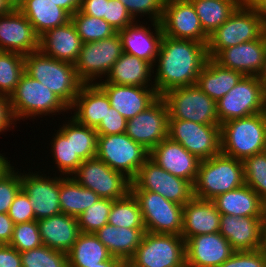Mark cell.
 I'll return each mask as SVG.
<instances>
[{"instance_id":"cell-1","label":"cell","mask_w":266,"mask_h":267,"mask_svg":"<svg viewBox=\"0 0 266 267\" xmlns=\"http://www.w3.org/2000/svg\"><path fill=\"white\" fill-rule=\"evenodd\" d=\"M208 58L207 44L163 35L154 64L156 73H153L158 95L174 88L196 85Z\"/></svg>"},{"instance_id":"cell-2","label":"cell","mask_w":266,"mask_h":267,"mask_svg":"<svg viewBox=\"0 0 266 267\" xmlns=\"http://www.w3.org/2000/svg\"><path fill=\"white\" fill-rule=\"evenodd\" d=\"M25 72L51 90L69 108L84 84L74 64L56 60L40 50L24 56Z\"/></svg>"},{"instance_id":"cell-3","label":"cell","mask_w":266,"mask_h":267,"mask_svg":"<svg viewBox=\"0 0 266 267\" xmlns=\"http://www.w3.org/2000/svg\"><path fill=\"white\" fill-rule=\"evenodd\" d=\"M244 184L243 162L220 153L200 162L193 184V196L197 199L213 200L216 196Z\"/></svg>"},{"instance_id":"cell-4","label":"cell","mask_w":266,"mask_h":267,"mask_svg":"<svg viewBox=\"0 0 266 267\" xmlns=\"http://www.w3.org/2000/svg\"><path fill=\"white\" fill-rule=\"evenodd\" d=\"M10 108L14 120H30L37 116L69 113V107L51 90L24 72L10 95ZM31 117V118H29Z\"/></svg>"},{"instance_id":"cell-5","label":"cell","mask_w":266,"mask_h":267,"mask_svg":"<svg viewBox=\"0 0 266 267\" xmlns=\"http://www.w3.org/2000/svg\"><path fill=\"white\" fill-rule=\"evenodd\" d=\"M221 153L241 160L263 152L266 125L262 113L220 124Z\"/></svg>"},{"instance_id":"cell-6","label":"cell","mask_w":266,"mask_h":267,"mask_svg":"<svg viewBox=\"0 0 266 267\" xmlns=\"http://www.w3.org/2000/svg\"><path fill=\"white\" fill-rule=\"evenodd\" d=\"M266 26L244 0L231 16L209 35L207 54L213 58L220 50L261 38Z\"/></svg>"},{"instance_id":"cell-7","label":"cell","mask_w":266,"mask_h":267,"mask_svg":"<svg viewBox=\"0 0 266 267\" xmlns=\"http://www.w3.org/2000/svg\"><path fill=\"white\" fill-rule=\"evenodd\" d=\"M161 97L168 106L169 119L220 125L217 117V102L196 85L168 90Z\"/></svg>"},{"instance_id":"cell-8","label":"cell","mask_w":266,"mask_h":267,"mask_svg":"<svg viewBox=\"0 0 266 267\" xmlns=\"http://www.w3.org/2000/svg\"><path fill=\"white\" fill-rule=\"evenodd\" d=\"M96 157L132 180L149 158V151L126 133L98 135Z\"/></svg>"},{"instance_id":"cell-9","label":"cell","mask_w":266,"mask_h":267,"mask_svg":"<svg viewBox=\"0 0 266 267\" xmlns=\"http://www.w3.org/2000/svg\"><path fill=\"white\" fill-rule=\"evenodd\" d=\"M123 53L118 32L100 41L82 43L79 57L74 64L78 78L84 84H96V81L103 80L108 75Z\"/></svg>"},{"instance_id":"cell-10","label":"cell","mask_w":266,"mask_h":267,"mask_svg":"<svg viewBox=\"0 0 266 267\" xmlns=\"http://www.w3.org/2000/svg\"><path fill=\"white\" fill-rule=\"evenodd\" d=\"M136 198L146 232L181 235L183 205L147 190H130Z\"/></svg>"},{"instance_id":"cell-11","label":"cell","mask_w":266,"mask_h":267,"mask_svg":"<svg viewBox=\"0 0 266 267\" xmlns=\"http://www.w3.org/2000/svg\"><path fill=\"white\" fill-rule=\"evenodd\" d=\"M168 138L203 161L221 153L220 125L168 119Z\"/></svg>"},{"instance_id":"cell-12","label":"cell","mask_w":266,"mask_h":267,"mask_svg":"<svg viewBox=\"0 0 266 267\" xmlns=\"http://www.w3.org/2000/svg\"><path fill=\"white\" fill-rule=\"evenodd\" d=\"M130 190H147L162 195L169 201L184 205L193 196V185L159 167L148 158L131 180Z\"/></svg>"},{"instance_id":"cell-13","label":"cell","mask_w":266,"mask_h":267,"mask_svg":"<svg viewBox=\"0 0 266 267\" xmlns=\"http://www.w3.org/2000/svg\"><path fill=\"white\" fill-rule=\"evenodd\" d=\"M131 260L141 267H178L185 262V240L181 235L145 232Z\"/></svg>"},{"instance_id":"cell-14","label":"cell","mask_w":266,"mask_h":267,"mask_svg":"<svg viewBox=\"0 0 266 267\" xmlns=\"http://www.w3.org/2000/svg\"><path fill=\"white\" fill-rule=\"evenodd\" d=\"M71 176L101 198L121 199L130 192L131 180L123 173L111 169L98 157L83 161Z\"/></svg>"},{"instance_id":"cell-15","label":"cell","mask_w":266,"mask_h":267,"mask_svg":"<svg viewBox=\"0 0 266 267\" xmlns=\"http://www.w3.org/2000/svg\"><path fill=\"white\" fill-rule=\"evenodd\" d=\"M265 92L257 76L244 75L235 87L217 102L219 123L262 113Z\"/></svg>"},{"instance_id":"cell-16","label":"cell","mask_w":266,"mask_h":267,"mask_svg":"<svg viewBox=\"0 0 266 267\" xmlns=\"http://www.w3.org/2000/svg\"><path fill=\"white\" fill-rule=\"evenodd\" d=\"M168 119V106L160 96L145 111L127 120L125 133L150 152L168 138Z\"/></svg>"},{"instance_id":"cell-17","label":"cell","mask_w":266,"mask_h":267,"mask_svg":"<svg viewBox=\"0 0 266 267\" xmlns=\"http://www.w3.org/2000/svg\"><path fill=\"white\" fill-rule=\"evenodd\" d=\"M160 23L164 36L208 43L209 36L202 29L190 0H166Z\"/></svg>"},{"instance_id":"cell-18","label":"cell","mask_w":266,"mask_h":267,"mask_svg":"<svg viewBox=\"0 0 266 267\" xmlns=\"http://www.w3.org/2000/svg\"><path fill=\"white\" fill-rule=\"evenodd\" d=\"M21 173L22 190L28 195L35 219L41 220L61 213L59 177L48 176L40 171ZM37 172V173H36ZM40 172V173H39ZM44 174V175H43Z\"/></svg>"},{"instance_id":"cell-19","label":"cell","mask_w":266,"mask_h":267,"mask_svg":"<svg viewBox=\"0 0 266 267\" xmlns=\"http://www.w3.org/2000/svg\"><path fill=\"white\" fill-rule=\"evenodd\" d=\"M39 50V36L32 24L18 10L0 16V51L22 55Z\"/></svg>"},{"instance_id":"cell-20","label":"cell","mask_w":266,"mask_h":267,"mask_svg":"<svg viewBox=\"0 0 266 267\" xmlns=\"http://www.w3.org/2000/svg\"><path fill=\"white\" fill-rule=\"evenodd\" d=\"M234 252L231 244L219 232L185 240V261L191 267H219Z\"/></svg>"},{"instance_id":"cell-21","label":"cell","mask_w":266,"mask_h":267,"mask_svg":"<svg viewBox=\"0 0 266 267\" xmlns=\"http://www.w3.org/2000/svg\"><path fill=\"white\" fill-rule=\"evenodd\" d=\"M149 158L172 175L195 183L201 160L180 143L166 138L149 152Z\"/></svg>"},{"instance_id":"cell-22","label":"cell","mask_w":266,"mask_h":267,"mask_svg":"<svg viewBox=\"0 0 266 267\" xmlns=\"http://www.w3.org/2000/svg\"><path fill=\"white\" fill-rule=\"evenodd\" d=\"M266 54V33L259 39L220 50L212 59L245 76H257Z\"/></svg>"},{"instance_id":"cell-23","label":"cell","mask_w":266,"mask_h":267,"mask_svg":"<svg viewBox=\"0 0 266 267\" xmlns=\"http://www.w3.org/2000/svg\"><path fill=\"white\" fill-rule=\"evenodd\" d=\"M141 23L140 20L135 21L118 31L123 52L141 58L154 66L163 38L161 23L152 21L151 24L154 27L152 30L149 25L146 27L147 25L144 26Z\"/></svg>"},{"instance_id":"cell-24","label":"cell","mask_w":266,"mask_h":267,"mask_svg":"<svg viewBox=\"0 0 266 267\" xmlns=\"http://www.w3.org/2000/svg\"><path fill=\"white\" fill-rule=\"evenodd\" d=\"M107 95L111 107L126 120L150 107L160 96L154 87L125 86L96 83Z\"/></svg>"},{"instance_id":"cell-25","label":"cell","mask_w":266,"mask_h":267,"mask_svg":"<svg viewBox=\"0 0 266 267\" xmlns=\"http://www.w3.org/2000/svg\"><path fill=\"white\" fill-rule=\"evenodd\" d=\"M262 217L221 215L219 233L234 251H255L263 246Z\"/></svg>"},{"instance_id":"cell-26","label":"cell","mask_w":266,"mask_h":267,"mask_svg":"<svg viewBox=\"0 0 266 267\" xmlns=\"http://www.w3.org/2000/svg\"><path fill=\"white\" fill-rule=\"evenodd\" d=\"M82 41L70 20L66 24L50 29L39 37V50L56 60L75 64L79 57Z\"/></svg>"},{"instance_id":"cell-27","label":"cell","mask_w":266,"mask_h":267,"mask_svg":"<svg viewBox=\"0 0 266 267\" xmlns=\"http://www.w3.org/2000/svg\"><path fill=\"white\" fill-rule=\"evenodd\" d=\"M221 214L211 200L193 197L183 205L181 236L190 237L219 232Z\"/></svg>"},{"instance_id":"cell-28","label":"cell","mask_w":266,"mask_h":267,"mask_svg":"<svg viewBox=\"0 0 266 267\" xmlns=\"http://www.w3.org/2000/svg\"><path fill=\"white\" fill-rule=\"evenodd\" d=\"M37 224L42 244L66 254L81 233L77 217L63 213L38 220Z\"/></svg>"},{"instance_id":"cell-29","label":"cell","mask_w":266,"mask_h":267,"mask_svg":"<svg viewBox=\"0 0 266 267\" xmlns=\"http://www.w3.org/2000/svg\"><path fill=\"white\" fill-rule=\"evenodd\" d=\"M111 107L106 93L97 84H83L69 111L79 124L96 128Z\"/></svg>"},{"instance_id":"cell-30","label":"cell","mask_w":266,"mask_h":267,"mask_svg":"<svg viewBox=\"0 0 266 267\" xmlns=\"http://www.w3.org/2000/svg\"><path fill=\"white\" fill-rule=\"evenodd\" d=\"M153 69L154 66L151 63L136 56L123 53L113 64L105 79L96 83L154 87L152 75L155 70Z\"/></svg>"},{"instance_id":"cell-31","label":"cell","mask_w":266,"mask_h":267,"mask_svg":"<svg viewBox=\"0 0 266 267\" xmlns=\"http://www.w3.org/2000/svg\"><path fill=\"white\" fill-rule=\"evenodd\" d=\"M221 215L262 217L263 201L248 185L228 191L211 200Z\"/></svg>"},{"instance_id":"cell-32","label":"cell","mask_w":266,"mask_h":267,"mask_svg":"<svg viewBox=\"0 0 266 267\" xmlns=\"http://www.w3.org/2000/svg\"><path fill=\"white\" fill-rule=\"evenodd\" d=\"M145 232V228H126L107 223L94 232V234L113 257L131 259L140 245Z\"/></svg>"},{"instance_id":"cell-33","label":"cell","mask_w":266,"mask_h":267,"mask_svg":"<svg viewBox=\"0 0 266 267\" xmlns=\"http://www.w3.org/2000/svg\"><path fill=\"white\" fill-rule=\"evenodd\" d=\"M241 72L222 67L212 58H208L196 82L208 97L218 102L241 80Z\"/></svg>"},{"instance_id":"cell-34","label":"cell","mask_w":266,"mask_h":267,"mask_svg":"<svg viewBox=\"0 0 266 267\" xmlns=\"http://www.w3.org/2000/svg\"><path fill=\"white\" fill-rule=\"evenodd\" d=\"M18 10L32 24L39 37L71 20V16L51 0H25Z\"/></svg>"},{"instance_id":"cell-35","label":"cell","mask_w":266,"mask_h":267,"mask_svg":"<svg viewBox=\"0 0 266 267\" xmlns=\"http://www.w3.org/2000/svg\"><path fill=\"white\" fill-rule=\"evenodd\" d=\"M101 197L93 190L81 186L72 176L59 175L61 213L78 217Z\"/></svg>"},{"instance_id":"cell-36","label":"cell","mask_w":266,"mask_h":267,"mask_svg":"<svg viewBox=\"0 0 266 267\" xmlns=\"http://www.w3.org/2000/svg\"><path fill=\"white\" fill-rule=\"evenodd\" d=\"M65 123L59 127V130L53 134L51 139V147L49 150L52 152L53 163L59 171L58 175L71 176L83 160L73 152L72 147V117L70 116ZM55 135V136H54Z\"/></svg>"},{"instance_id":"cell-37","label":"cell","mask_w":266,"mask_h":267,"mask_svg":"<svg viewBox=\"0 0 266 267\" xmlns=\"http://www.w3.org/2000/svg\"><path fill=\"white\" fill-rule=\"evenodd\" d=\"M67 255L69 267L93 266L113 257L94 233L83 232Z\"/></svg>"},{"instance_id":"cell-38","label":"cell","mask_w":266,"mask_h":267,"mask_svg":"<svg viewBox=\"0 0 266 267\" xmlns=\"http://www.w3.org/2000/svg\"><path fill=\"white\" fill-rule=\"evenodd\" d=\"M209 36L221 26L244 0H190Z\"/></svg>"},{"instance_id":"cell-39","label":"cell","mask_w":266,"mask_h":267,"mask_svg":"<svg viewBox=\"0 0 266 267\" xmlns=\"http://www.w3.org/2000/svg\"><path fill=\"white\" fill-rule=\"evenodd\" d=\"M108 223L126 228H145L139 204L131 192L124 198L113 200Z\"/></svg>"},{"instance_id":"cell-40","label":"cell","mask_w":266,"mask_h":267,"mask_svg":"<svg viewBox=\"0 0 266 267\" xmlns=\"http://www.w3.org/2000/svg\"><path fill=\"white\" fill-rule=\"evenodd\" d=\"M24 72V55L0 51V94L10 97Z\"/></svg>"},{"instance_id":"cell-41","label":"cell","mask_w":266,"mask_h":267,"mask_svg":"<svg viewBox=\"0 0 266 267\" xmlns=\"http://www.w3.org/2000/svg\"><path fill=\"white\" fill-rule=\"evenodd\" d=\"M71 21L83 43L100 41L113 36L117 31L103 18L83 14L79 10L71 15Z\"/></svg>"},{"instance_id":"cell-42","label":"cell","mask_w":266,"mask_h":267,"mask_svg":"<svg viewBox=\"0 0 266 267\" xmlns=\"http://www.w3.org/2000/svg\"><path fill=\"white\" fill-rule=\"evenodd\" d=\"M244 181L266 201V153L260 152L243 161Z\"/></svg>"},{"instance_id":"cell-43","label":"cell","mask_w":266,"mask_h":267,"mask_svg":"<svg viewBox=\"0 0 266 267\" xmlns=\"http://www.w3.org/2000/svg\"><path fill=\"white\" fill-rule=\"evenodd\" d=\"M22 267H69L68 255L45 245L20 252Z\"/></svg>"},{"instance_id":"cell-44","label":"cell","mask_w":266,"mask_h":267,"mask_svg":"<svg viewBox=\"0 0 266 267\" xmlns=\"http://www.w3.org/2000/svg\"><path fill=\"white\" fill-rule=\"evenodd\" d=\"M113 200L101 198L77 217L80 231L94 233L108 223Z\"/></svg>"},{"instance_id":"cell-45","label":"cell","mask_w":266,"mask_h":267,"mask_svg":"<svg viewBox=\"0 0 266 267\" xmlns=\"http://www.w3.org/2000/svg\"><path fill=\"white\" fill-rule=\"evenodd\" d=\"M98 134L94 128L79 124L72 117V147L83 161L96 157Z\"/></svg>"},{"instance_id":"cell-46","label":"cell","mask_w":266,"mask_h":267,"mask_svg":"<svg viewBox=\"0 0 266 267\" xmlns=\"http://www.w3.org/2000/svg\"><path fill=\"white\" fill-rule=\"evenodd\" d=\"M8 245L19 252L41 247L43 244L37 220L14 224L13 235Z\"/></svg>"},{"instance_id":"cell-47","label":"cell","mask_w":266,"mask_h":267,"mask_svg":"<svg viewBox=\"0 0 266 267\" xmlns=\"http://www.w3.org/2000/svg\"><path fill=\"white\" fill-rule=\"evenodd\" d=\"M131 17L138 21V16H146L149 21L160 22L163 17L166 0H119ZM148 15V16H147ZM137 17V18H136Z\"/></svg>"},{"instance_id":"cell-48","label":"cell","mask_w":266,"mask_h":267,"mask_svg":"<svg viewBox=\"0 0 266 267\" xmlns=\"http://www.w3.org/2000/svg\"><path fill=\"white\" fill-rule=\"evenodd\" d=\"M14 167L0 176V213H8L15 196L22 189L21 171L14 170Z\"/></svg>"},{"instance_id":"cell-49","label":"cell","mask_w":266,"mask_h":267,"mask_svg":"<svg viewBox=\"0 0 266 267\" xmlns=\"http://www.w3.org/2000/svg\"><path fill=\"white\" fill-rule=\"evenodd\" d=\"M219 267H266V255L263 249L235 251Z\"/></svg>"},{"instance_id":"cell-50","label":"cell","mask_w":266,"mask_h":267,"mask_svg":"<svg viewBox=\"0 0 266 267\" xmlns=\"http://www.w3.org/2000/svg\"><path fill=\"white\" fill-rule=\"evenodd\" d=\"M104 20L117 32L135 22L126 7L119 0H108L106 2Z\"/></svg>"},{"instance_id":"cell-51","label":"cell","mask_w":266,"mask_h":267,"mask_svg":"<svg viewBox=\"0 0 266 267\" xmlns=\"http://www.w3.org/2000/svg\"><path fill=\"white\" fill-rule=\"evenodd\" d=\"M8 216L14 224L36 220L33 208L29 203V197L22 189L15 196L9 208Z\"/></svg>"},{"instance_id":"cell-52","label":"cell","mask_w":266,"mask_h":267,"mask_svg":"<svg viewBox=\"0 0 266 267\" xmlns=\"http://www.w3.org/2000/svg\"><path fill=\"white\" fill-rule=\"evenodd\" d=\"M127 120L114 108L110 107L95 128L98 135H116L126 132Z\"/></svg>"},{"instance_id":"cell-53","label":"cell","mask_w":266,"mask_h":267,"mask_svg":"<svg viewBox=\"0 0 266 267\" xmlns=\"http://www.w3.org/2000/svg\"><path fill=\"white\" fill-rule=\"evenodd\" d=\"M15 122L10 108L9 96L0 94V133L2 134L4 131L10 130L9 128L15 127Z\"/></svg>"},{"instance_id":"cell-54","label":"cell","mask_w":266,"mask_h":267,"mask_svg":"<svg viewBox=\"0 0 266 267\" xmlns=\"http://www.w3.org/2000/svg\"><path fill=\"white\" fill-rule=\"evenodd\" d=\"M0 267H22L20 252L8 244H0Z\"/></svg>"},{"instance_id":"cell-55","label":"cell","mask_w":266,"mask_h":267,"mask_svg":"<svg viewBox=\"0 0 266 267\" xmlns=\"http://www.w3.org/2000/svg\"><path fill=\"white\" fill-rule=\"evenodd\" d=\"M108 0H81L79 11L89 16L103 18Z\"/></svg>"},{"instance_id":"cell-56","label":"cell","mask_w":266,"mask_h":267,"mask_svg":"<svg viewBox=\"0 0 266 267\" xmlns=\"http://www.w3.org/2000/svg\"><path fill=\"white\" fill-rule=\"evenodd\" d=\"M14 223L8 213H0V244H9L13 235Z\"/></svg>"},{"instance_id":"cell-57","label":"cell","mask_w":266,"mask_h":267,"mask_svg":"<svg viewBox=\"0 0 266 267\" xmlns=\"http://www.w3.org/2000/svg\"><path fill=\"white\" fill-rule=\"evenodd\" d=\"M55 5L63 8L70 16L75 14L81 4V0H51Z\"/></svg>"},{"instance_id":"cell-58","label":"cell","mask_w":266,"mask_h":267,"mask_svg":"<svg viewBox=\"0 0 266 267\" xmlns=\"http://www.w3.org/2000/svg\"><path fill=\"white\" fill-rule=\"evenodd\" d=\"M262 19L266 26V0H245Z\"/></svg>"},{"instance_id":"cell-59","label":"cell","mask_w":266,"mask_h":267,"mask_svg":"<svg viewBox=\"0 0 266 267\" xmlns=\"http://www.w3.org/2000/svg\"><path fill=\"white\" fill-rule=\"evenodd\" d=\"M121 260L122 259L112 257L111 259L107 261H103V262L98 263L97 265L88 266V267H120Z\"/></svg>"},{"instance_id":"cell-60","label":"cell","mask_w":266,"mask_h":267,"mask_svg":"<svg viewBox=\"0 0 266 267\" xmlns=\"http://www.w3.org/2000/svg\"><path fill=\"white\" fill-rule=\"evenodd\" d=\"M11 161L0 153V176H2L11 166Z\"/></svg>"},{"instance_id":"cell-61","label":"cell","mask_w":266,"mask_h":267,"mask_svg":"<svg viewBox=\"0 0 266 267\" xmlns=\"http://www.w3.org/2000/svg\"><path fill=\"white\" fill-rule=\"evenodd\" d=\"M257 78L266 90V54H265L262 69L258 73Z\"/></svg>"},{"instance_id":"cell-62","label":"cell","mask_w":266,"mask_h":267,"mask_svg":"<svg viewBox=\"0 0 266 267\" xmlns=\"http://www.w3.org/2000/svg\"><path fill=\"white\" fill-rule=\"evenodd\" d=\"M12 10L5 0H0V16L10 13Z\"/></svg>"},{"instance_id":"cell-63","label":"cell","mask_w":266,"mask_h":267,"mask_svg":"<svg viewBox=\"0 0 266 267\" xmlns=\"http://www.w3.org/2000/svg\"><path fill=\"white\" fill-rule=\"evenodd\" d=\"M12 9H19L25 0H5Z\"/></svg>"},{"instance_id":"cell-64","label":"cell","mask_w":266,"mask_h":267,"mask_svg":"<svg viewBox=\"0 0 266 267\" xmlns=\"http://www.w3.org/2000/svg\"><path fill=\"white\" fill-rule=\"evenodd\" d=\"M120 267H141V266H138L131 259H122L121 260V263H120Z\"/></svg>"},{"instance_id":"cell-65","label":"cell","mask_w":266,"mask_h":267,"mask_svg":"<svg viewBox=\"0 0 266 267\" xmlns=\"http://www.w3.org/2000/svg\"><path fill=\"white\" fill-rule=\"evenodd\" d=\"M262 223H263V231L266 232V201L263 202Z\"/></svg>"},{"instance_id":"cell-66","label":"cell","mask_w":266,"mask_h":267,"mask_svg":"<svg viewBox=\"0 0 266 267\" xmlns=\"http://www.w3.org/2000/svg\"><path fill=\"white\" fill-rule=\"evenodd\" d=\"M262 115L264 117L265 125H266V92L263 98V108H262Z\"/></svg>"},{"instance_id":"cell-67","label":"cell","mask_w":266,"mask_h":267,"mask_svg":"<svg viewBox=\"0 0 266 267\" xmlns=\"http://www.w3.org/2000/svg\"><path fill=\"white\" fill-rule=\"evenodd\" d=\"M262 249L266 255V232H263V246Z\"/></svg>"},{"instance_id":"cell-68","label":"cell","mask_w":266,"mask_h":267,"mask_svg":"<svg viewBox=\"0 0 266 267\" xmlns=\"http://www.w3.org/2000/svg\"><path fill=\"white\" fill-rule=\"evenodd\" d=\"M178 267H191V266H189V265L187 264V262L185 261L183 264H181V265L178 266Z\"/></svg>"}]
</instances>
